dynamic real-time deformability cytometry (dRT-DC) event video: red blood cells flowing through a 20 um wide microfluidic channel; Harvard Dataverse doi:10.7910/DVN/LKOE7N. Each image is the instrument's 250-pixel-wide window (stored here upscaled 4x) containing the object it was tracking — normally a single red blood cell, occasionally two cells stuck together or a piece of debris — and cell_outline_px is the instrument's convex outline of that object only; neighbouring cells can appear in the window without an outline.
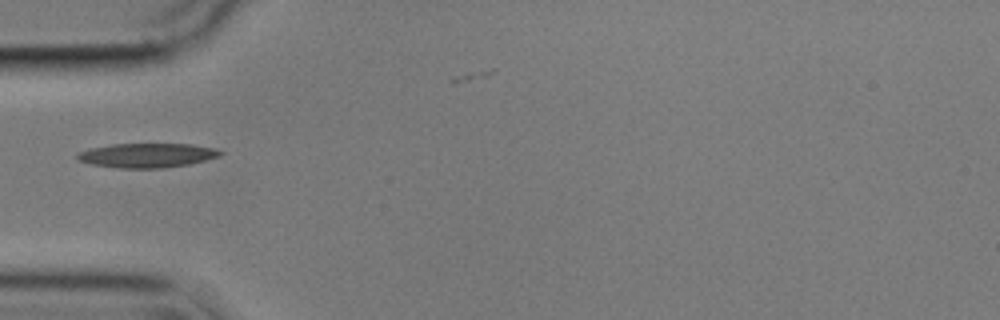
{"species": "common noctule bat (a hibernating species)", "species_latin": "Nyctalus noctula", "temperature_condition": "cold", "stored_images_in_passage": 39, "camera_frame_rate_fps": 3000, "um_per_image_px": 0.085, "animal": {"sex": "male", "body_mass_g": 17.9}, "frame": {"image": 1, "passage_image": 1, "time_ms": 0.0, "image_size_px": [1000, 320], "cell_outline_px": [[224, 152], [220, 156], [188, 164], [164, 168], [120, 168], [92, 164], [76, 160], [76, 152], [88, 148], [112, 144], [192, 144], [212, 148]], "centroid_in_image_um": [12.43, 13.2], "position_along_channel_um": 72.6, "area_um2": 20.29}}
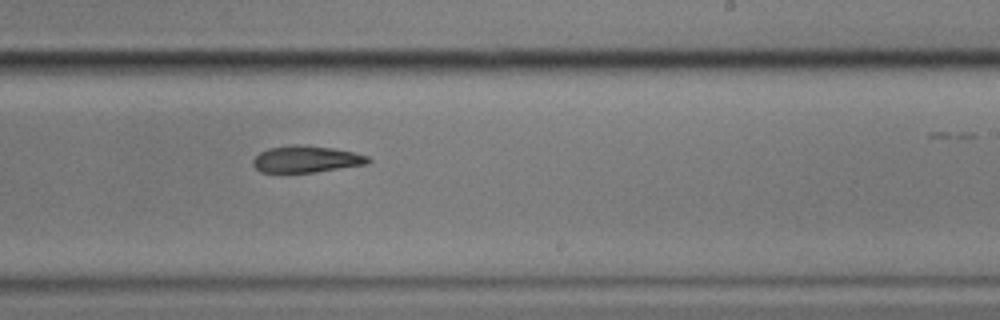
{"frame": {"image": 2, "passage_image": 17, "time_ms": 5.333, "image_size_px": [1000, 320], "cell_outline_px": [[372, 160], [368, 164], [316, 172], [260, 172], [252, 164], [252, 160], [260, 152], [268, 148], [332, 148], [352, 152], [368, 156]], "centroid_in_image_um": [26.07, 13.59], "position_along_channel_um": 262.9, "area_um2": 16.94}}
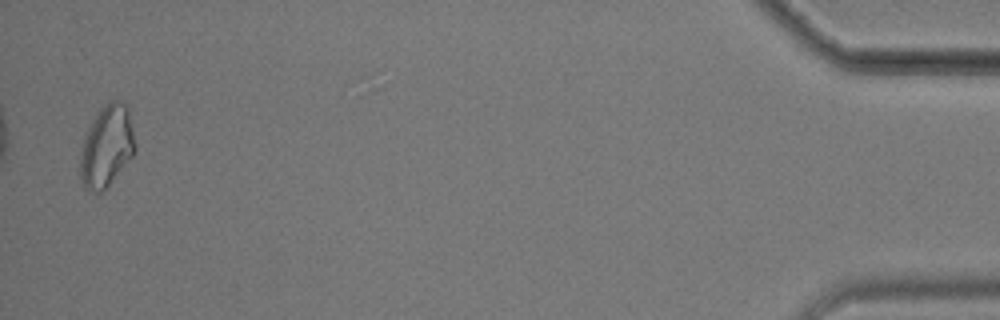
{"frame": {"image": 3, "passage_image": 38, "time_ms": 12.333, "image_size_px": [1000, 320], "cell_outline_px": [[136, 148], [132, 156], [108, 184], [100, 192], [88, 192], [84, 188], [80, 176], [80, 160], [84, 140], [88, 128], [96, 112], [104, 104], [112, 100], [120, 100], [128, 108], [136, 144]], "centroid_in_image_um": [9.07, 12.4], "position_along_channel_um": 426.1, "area_um2": 25.78}}